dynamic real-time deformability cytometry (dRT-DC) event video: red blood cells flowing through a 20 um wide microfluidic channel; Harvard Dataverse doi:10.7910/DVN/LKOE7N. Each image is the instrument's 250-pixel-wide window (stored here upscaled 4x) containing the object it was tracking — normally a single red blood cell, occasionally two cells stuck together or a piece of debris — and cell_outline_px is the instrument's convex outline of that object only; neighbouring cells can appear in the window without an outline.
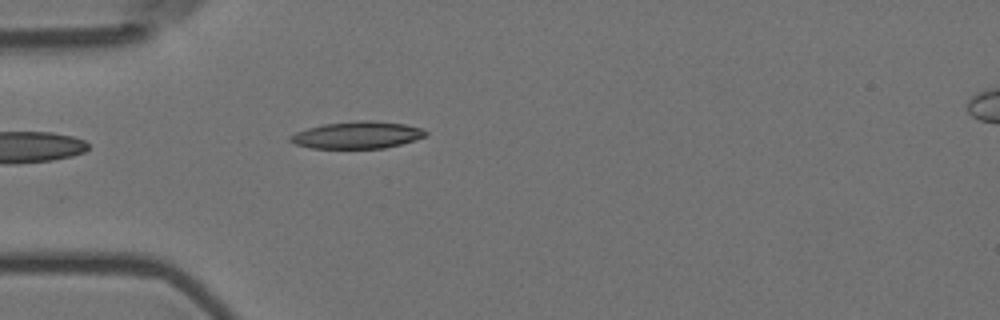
{"species": "Egyptian fruit bat (a non-hibernating species)", "species_latin": "Rousettus aegyptiacus", "temperature_condition": "room temperature", "stored_images_in_passage": 5, "camera_frame_rate_fps": 3000, "um_per_image_px": 0.085, "animal": {"sex": "female"}, "frame": {"image": 1, "passage_image": 4, "time_ms": 1.0, "image_size_px": [1000, 320], "cell_outline_px": [[428, 132], [424, 136], [416, 140], [384, 148], [312, 148], [296, 144], [288, 140], [288, 136], [296, 132], [308, 128], [324, 124], [360, 120], [372, 120], [404, 124], [424, 128]], "centroid_in_image_um": [30.38, 11.47], "position_along_channel_um": 54.6, "area_um2": 21.33}}